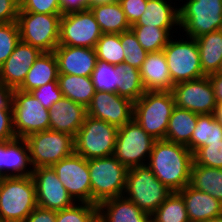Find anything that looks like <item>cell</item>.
Here are the masks:
<instances>
[{"instance_id":"816d5d0a","label":"cell","mask_w":222,"mask_h":222,"mask_svg":"<svg viewBox=\"0 0 222 222\" xmlns=\"http://www.w3.org/2000/svg\"><path fill=\"white\" fill-rule=\"evenodd\" d=\"M213 115L215 120L222 124V103L216 104Z\"/></svg>"},{"instance_id":"f546056e","label":"cell","mask_w":222,"mask_h":222,"mask_svg":"<svg viewBox=\"0 0 222 222\" xmlns=\"http://www.w3.org/2000/svg\"><path fill=\"white\" fill-rule=\"evenodd\" d=\"M57 80L63 97L87 108L96 92L91 77L58 74Z\"/></svg>"},{"instance_id":"6f0895ef","label":"cell","mask_w":222,"mask_h":222,"mask_svg":"<svg viewBox=\"0 0 222 222\" xmlns=\"http://www.w3.org/2000/svg\"><path fill=\"white\" fill-rule=\"evenodd\" d=\"M146 222H157L152 216Z\"/></svg>"},{"instance_id":"44dd1931","label":"cell","mask_w":222,"mask_h":222,"mask_svg":"<svg viewBox=\"0 0 222 222\" xmlns=\"http://www.w3.org/2000/svg\"><path fill=\"white\" fill-rule=\"evenodd\" d=\"M139 71L146 91H172L174 84L163 50L148 52Z\"/></svg>"},{"instance_id":"e575fe53","label":"cell","mask_w":222,"mask_h":222,"mask_svg":"<svg viewBox=\"0 0 222 222\" xmlns=\"http://www.w3.org/2000/svg\"><path fill=\"white\" fill-rule=\"evenodd\" d=\"M151 216L157 222H190L179 192H172Z\"/></svg>"},{"instance_id":"7dc6e473","label":"cell","mask_w":222,"mask_h":222,"mask_svg":"<svg viewBox=\"0 0 222 222\" xmlns=\"http://www.w3.org/2000/svg\"><path fill=\"white\" fill-rule=\"evenodd\" d=\"M22 222H56V211L37 206Z\"/></svg>"},{"instance_id":"8d00e7d4","label":"cell","mask_w":222,"mask_h":222,"mask_svg":"<svg viewBox=\"0 0 222 222\" xmlns=\"http://www.w3.org/2000/svg\"><path fill=\"white\" fill-rule=\"evenodd\" d=\"M96 91L117 92V84L120 81V74L117 66L97 61L91 75Z\"/></svg>"},{"instance_id":"7402d4cb","label":"cell","mask_w":222,"mask_h":222,"mask_svg":"<svg viewBox=\"0 0 222 222\" xmlns=\"http://www.w3.org/2000/svg\"><path fill=\"white\" fill-rule=\"evenodd\" d=\"M182 195L190 222H204L222 215V202L210 194L190 185L179 191Z\"/></svg>"},{"instance_id":"d4e9b609","label":"cell","mask_w":222,"mask_h":222,"mask_svg":"<svg viewBox=\"0 0 222 222\" xmlns=\"http://www.w3.org/2000/svg\"><path fill=\"white\" fill-rule=\"evenodd\" d=\"M58 62L54 52H42L18 90L31 92L47 83L58 81Z\"/></svg>"},{"instance_id":"8992f818","label":"cell","mask_w":222,"mask_h":222,"mask_svg":"<svg viewBox=\"0 0 222 222\" xmlns=\"http://www.w3.org/2000/svg\"><path fill=\"white\" fill-rule=\"evenodd\" d=\"M118 128L101 119L86 115L74 137V153L85 159L112 156Z\"/></svg>"},{"instance_id":"30bf717a","label":"cell","mask_w":222,"mask_h":222,"mask_svg":"<svg viewBox=\"0 0 222 222\" xmlns=\"http://www.w3.org/2000/svg\"><path fill=\"white\" fill-rule=\"evenodd\" d=\"M33 169L53 166L74 153V137L70 134L45 130L25 138Z\"/></svg>"},{"instance_id":"2e32d148","label":"cell","mask_w":222,"mask_h":222,"mask_svg":"<svg viewBox=\"0 0 222 222\" xmlns=\"http://www.w3.org/2000/svg\"><path fill=\"white\" fill-rule=\"evenodd\" d=\"M172 93L178 108L198 115L213 114L215 110L214 90L208 76L177 83L173 86Z\"/></svg>"},{"instance_id":"603a6c76","label":"cell","mask_w":222,"mask_h":222,"mask_svg":"<svg viewBox=\"0 0 222 222\" xmlns=\"http://www.w3.org/2000/svg\"><path fill=\"white\" fill-rule=\"evenodd\" d=\"M31 166L29 148L25 138L15 137L4 141L3 177L32 176L33 167Z\"/></svg>"},{"instance_id":"f6af8a7d","label":"cell","mask_w":222,"mask_h":222,"mask_svg":"<svg viewBox=\"0 0 222 222\" xmlns=\"http://www.w3.org/2000/svg\"><path fill=\"white\" fill-rule=\"evenodd\" d=\"M13 128V109L0 108V142L15 138Z\"/></svg>"},{"instance_id":"f1b7e54d","label":"cell","mask_w":222,"mask_h":222,"mask_svg":"<svg viewBox=\"0 0 222 222\" xmlns=\"http://www.w3.org/2000/svg\"><path fill=\"white\" fill-rule=\"evenodd\" d=\"M195 40L203 74L208 76L217 73L222 60V29L201 35Z\"/></svg>"},{"instance_id":"5b68a950","label":"cell","mask_w":222,"mask_h":222,"mask_svg":"<svg viewBox=\"0 0 222 222\" xmlns=\"http://www.w3.org/2000/svg\"><path fill=\"white\" fill-rule=\"evenodd\" d=\"M171 193L147 165L128 169L124 196L142 211L152 215Z\"/></svg>"},{"instance_id":"f5cc1de1","label":"cell","mask_w":222,"mask_h":222,"mask_svg":"<svg viewBox=\"0 0 222 222\" xmlns=\"http://www.w3.org/2000/svg\"><path fill=\"white\" fill-rule=\"evenodd\" d=\"M119 0H89V9L96 5L107 4L112 2H117Z\"/></svg>"},{"instance_id":"9c48e42d","label":"cell","mask_w":222,"mask_h":222,"mask_svg":"<svg viewBox=\"0 0 222 222\" xmlns=\"http://www.w3.org/2000/svg\"><path fill=\"white\" fill-rule=\"evenodd\" d=\"M61 16L62 14L18 12L20 40L41 52H53L59 45Z\"/></svg>"},{"instance_id":"9a60e30c","label":"cell","mask_w":222,"mask_h":222,"mask_svg":"<svg viewBox=\"0 0 222 222\" xmlns=\"http://www.w3.org/2000/svg\"><path fill=\"white\" fill-rule=\"evenodd\" d=\"M31 177L35 184L37 206L58 211L72 207L76 203L58 179L52 166L33 169Z\"/></svg>"},{"instance_id":"277c9868","label":"cell","mask_w":222,"mask_h":222,"mask_svg":"<svg viewBox=\"0 0 222 222\" xmlns=\"http://www.w3.org/2000/svg\"><path fill=\"white\" fill-rule=\"evenodd\" d=\"M37 207L33 178L4 177L0 185V220L22 222Z\"/></svg>"},{"instance_id":"680465c9","label":"cell","mask_w":222,"mask_h":222,"mask_svg":"<svg viewBox=\"0 0 222 222\" xmlns=\"http://www.w3.org/2000/svg\"><path fill=\"white\" fill-rule=\"evenodd\" d=\"M217 73H222V60Z\"/></svg>"},{"instance_id":"e0dca14e","label":"cell","mask_w":222,"mask_h":222,"mask_svg":"<svg viewBox=\"0 0 222 222\" xmlns=\"http://www.w3.org/2000/svg\"><path fill=\"white\" fill-rule=\"evenodd\" d=\"M134 102L117 93L96 91L87 106V115L122 127L133 119Z\"/></svg>"},{"instance_id":"8fae6325","label":"cell","mask_w":222,"mask_h":222,"mask_svg":"<svg viewBox=\"0 0 222 222\" xmlns=\"http://www.w3.org/2000/svg\"><path fill=\"white\" fill-rule=\"evenodd\" d=\"M163 52L174 85L205 77L202 72L199 48L194 38L175 40L171 37Z\"/></svg>"},{"instance_id":"74e56055","label":"cell","mask_w":222,"mask_h":222,"mask_svg":"<svg viewBox=\"0 0 222 222\" xmlns=\"http://www.w3.org/2000/svg\"><path fill=\"white\" fill-rule=\"evenodd\" d=\"M120 42L124 51V63L140 69L148 52L139 44L136 35L130 29L120 34Z\"/></svg>"},{"instance_id":"ac0fdd59","label":"cell","mask_w":222,"mask_h":222,"mask_svg":"<svg viewBox=\"0 0 222 222\" xmlns=\"http://www.w3.org/2000/svg\"><path fill=\"white\" fill-rule=\"evenodd\" d=\"M41 54L38 48L20 40L0 67V81L13 90L18 89Z\"/></svg>"},{"instance_id":"484cf974","label":"cell","mask_w":222,"mask_h":222,"mask_svg":"<svg viewBox=\"0 0 222 222\" xmlns=\"http://www.w3.org/2000/svg\"><path fill=\"white\" fill-rule=\"evenodd\" d=\"M168 1V2H167ZM147 0L146 10L138 22L132 26L160 28L179 27V8H173L169 0Z\"/></svg>"},{"instance_id":"1f68e13d","label":"cell","mask_w":222,"mask_h":222,"mask_svg":"<svg viewBox=\"0 0 222 222\" xmlns=\"http://www.w3.org/2000/svg\"><path fill=\"white\" fill-rule=\"evenodd\" d=\"M222 141V124L213 114L198 115L197 124L191 137V152L194 154L200 147Z\"/></svg>"},{"instance_id":"6da1fadb","label":"cell","mask_w":222,"mask_h":222,"mask_svg":"<svg viewBox=\"0 0 222 222\" xmlns=\"http://www.w3.org/2000/svg\"><path fill=\"white\" fill-rule=\"evenodd\" d=\"M193 161L187 146L160 139L153 144L147 166L170 191L179 192L190 183Z\"/></svg>"},{"instance_id":"11a10c76","label":"cell","mask_w":222,"mask_h":222,"mask_svg":"<svg viewBox=\"0 0 222 222\" xmlns=\"http://www.w3.org/2000/svg\"><path fill=\"white\" fill-rule=\"evenodd\" d=\"M204 222H222V215L217 216V217H213V218L208 219V220H206Z\"/></svg>"},{"instance_id":"f35d334b","label":"cell","mask_w":222,"mask_h":222,"mask_svg":"<svg viewBox=\"0 0 222 222\" xmlns=\"http://www.w3.org/2000/svg\"><path fill=\"white\" fill-rule=\"evenodd\" d=\"M97 215V205L76 202L72 207L56 211V222H92Z\"/></svg>"},{"instance_id":"d6a6232c","label":"cell","mask_w":222,"mask_h":222,"mask_svg":"<svg viewBox=\"0 0 222 222\" xmlns=\"http://www.w3.org/2000/svg\"><path fill=\"white\" fill-rule=\"evenodd\" d=\"M120 74V81L117 84V94L126 97L131 101H137L144 93L145 88L142 83L139 69L122 63L117 66Z\"/></svg>"},{"instance_id":"ab89813d","label":"cell","mask_w":222,"mask_h":222,"mask_svg":"<svg viewBox=\"0 0 222 222\" xmlns=\"http://www.w3.org/2000/svg\"><path fill=\"white\" fill-rule=\"evenodd\" d=\"M20 41L17 22L0 23V67L11 55Z\"/></svg>"},{"instance_id":"bcb514c9","label":"cell","mask_w":222,"mask_h":222,"mask_svg":"<svg viewBox=\"0 0 222 222\" xmlns=\"http://www.w3.org/2000/svg\"><path fill=\"white\" fill-rule=\"evenodd\" d=\"M20 0H0V23L17 22Z\"/></svg>"},{"instance_id":"681fc988","label":"cell","mask_w":222,"mask_h":222,"mask_svg":"<svg viewBox=\"0 0 222 222\" xmlns=\"http://www.w3.org/2000/svg\"><path fill=\"white\" fill-rule=\"evenodd\" d=\"M214 90L216 104L222 103V73L208 75Z\"/></svg>"},{"instance_id":"3957f363","label":"cell","mask_w":222,"mask_h":222,"mask_svg":"<svg viewBox=\"0 0 222 222\" xmlns=\"http://www.w3.org/2000/svg\"><path fill=\"white\" fill-rule=\"evenodd\" d=\"M91 204L124 195L128 169L113 155L88 159Z\"/></svg>"},{"instance_id":"52a82bcc","label":"cell","mask_w":222,"mask_h":222,"mask_svg":"<svg viewBox=\"0 0 222 222\" xmlns=\"http://www.w3.org/2000/svg\"><path fill=\"white\" fill-rule=\"evenodd\" d=\"M186 1L178 7L179 29L182 27L186 37L196 39L222 29V0Z\"/></svg>"},{"instance_id":"4316f807","label":"cell","mask_w":222,"mask_h":222,"mask_svg":"<svg viewBox=\"0 0 222 222\" xmlns=\"http://www.w3.org/2000/svg\"><path fill=\"white\" fill-rule=\"evenodd\" d=\"M198 114L175 106L170 116L165 140L185 145L191 151V137Z\"/></svg>"},{"instance_id":"4dcf8cb0","label":"cell","mask_w":222,"mask_h":222,"mask_svg":"<svg viewBox=\"0 0 222 222\" xmlns=\"http://www.w3.org/2000/svg\"><path fill=\"white\" fill-rule=\"evenodd\" d=\"M189 185L196 190L206 192L222 202V169L197 165L191 167Z\"/></svg>"},{"instance_id":"ee69618b","label":"cell","mask_w":222,"mask_h":222,"mask_svg":"<svg viewBox=\"0 0 222 222\" xmlns=\"http://www.w3.org/2000/svg\"><path fill=\"white\" fill-rule=\"evenodd\" d=\"M130 26L136 24L146 10L147 0H119Z\"/></svg>"},{"instance_id":"ba28073f","label":"cell","mask_w":222,"mask_h":222,"mask_svg":"<svg viewBox=\"0 0 222 222\" xmlns=\"http://www.w3.org/2000/svg\"><path fill=\"white\" fill-rule=\"evenodd\" d=\"M155 141L133 118L118 128L113 156L127 169L147 165Z\"/></svg>"},{"instance_id":"b9f144b4","label":"cell","mask_w":222,"mask_h":222,"mask_svg":"<svg viewBox=\"0 0 222 222\" xmlns=\"http://www.w3.org/2000/svg\"><path fill=\"white\" fill-rule=\"evenodd\" d=\"M19 12L62 14L60 0H20Z\"/></svg>"},{"instance_id":"7c38bea8","label":"cell","mask_w":222,"mask_h":222,"mask_svg":"<svg viewBox=\"0 0 222 222\" xmlns=\"http://www.w3.org/2000/svg\"><path fill=\"white\" fill-rule=\"evenodd\" d=\"M12 109L16 137L26 138L33 133L49 130V110L31 92L14 89Z\"/></svg>"},{"instance_id":"db71d44e","label":"cell","mask_w":222,"mask_h":222,"mask_svg":"<svg viewBox=\"0 0 222 222\" xmlns=\"http://www.w3.org/2000/svg\"><path fill=\"white\" fill-rule=\"evenodd\" d=\"M3 159H4V141L0 142V174H2Z\"/></svg>"},{"instance_id":"9f6ffc18","label":"cell","mask_w":222,"mask_h":222,"mask_svg":"<svg viewBox=\"0 0 222 222\" xmlns=\"http://www.w3.org/2000/svg\"><path fill=\"white\" fill-rule=\"evenodd\" d=\"M92 222H104L99 215H97Z\"/></svg>"},{"instance_id":"ffe728a7","label":"cell","mask_w":222,"mask_h":222,"mask_svg":"<svg viewBox=\"0 0 222 222\" xmlns=\"http://www.w3.org/2000/svg\"><path fill=\"white\" fill-rule=\"evenodd\" d=\"M87 115V108L66 97L52 104L49 109V129L75 137Z\"/></svg>"},{"instance_id":"c3c4849f","label":"cell","mask_w":222,"mask_h":222,"mask_svg":"<svg viewBox=\"0 0 222 222\" xmlns=\"http://www.w3.org/2000/svg\"><path fill=\"white\" fill-rule=\"evenodd\" d=\"M61 13L77 12L89 9V0H60Z\"/></svg>"},{"instance_id":"5bb4252c","label":"cell","mask_w":222,"mask_h":222,"mask_svg":"<svg viewBox=\"0 0 222 222\" xmlns=\"http://www.w3.org/2000/svg\"><path fill=\"white\" fill-rule=\"evenodd\" d=\"M52 167L75 202L91 204V181L87 159L73 153Z\"/></svg>"},{"instance_id":"836d02e7","label":"cell","mask_w":222,"mask_h":222,"mask_svg":"<svg viewBox=\"0 0 222 222\" xmlns=\"http://www.w3.org/2000/svg\"><path fill=\"white\" fill-rule=\"evenodd\" d=\"M139 44L147 52L163 50L171 37L172 28H160L151 26H131Z\"/></svg>"},{"instance_id":"7a4b0ae2","label":"cell","mask_w":222,"mask_h":222,"mask_svg":"<svg viewBox=\"0 0 222 222\" xmlns=\"http://www.w3.org/2000/svg\"><path fill=\"white\" fill-rule=\"evenodd\" d=\"M175 106L172 91H145L134 102L133 118L155 140L165 139Z\"/></svg>"},{"instance_id":"d6986e66","label":"cell","mask_w":222,"mask_h":222,"mask_svg":"<svg viewBox=\"0 0 222 222\" xmlns=\"http://www.w3.org/2000/svg\"><path fill=\"white\" fill-rule=\"evenodd\" d=\"M53 52L59 74L91 77L97 63L95 48L58 45Z\"/></svg>"},{"instance_id":"f907efd6","label":"cell","mask_w":222,"mask_h":222,"mask_svg":"<svg viewBox=\"0 0 222 222\" xmlns=\"http://www.w3.org/2000/svg\"><path fill=\"white\" fill-rule=\"evenodd\" d=\"M13 89L0 81V108H12Z\"/></svg>"},{"instance_id":"4fadbf2b","label":"cell","mask_w":222,"mask_h":222,"mask_svg":"<svg viewBox=\"0 0 222 222\" xmlns=\"http://www.w3.org/2000/svg\"><path fill=\"white\" fill-rule=\"evenodd\" d=\"M102 34L91 9L61 16L59 45L95 48Z\"/></svg>"},{"instance_id":"cb8c5ba5","label":"cell","mask_w":222,"mask_h":222,"mask_svg":"<svg viewBox=\"0 0 222 222\" xmlns=\"http://www.w3.org/2000/svg\"><path fill=\"white\" fill-rule=\"evenodd\" d=\"M97 206L104 222H146L151 217L124 195L102 201Z\"/></svg>"},{"instance_id":"60d3db41","label":"cell","mask_w":222,"mask_h":222,"mask_svg":"<svg viewBox=\"0 0 222 222\" xmlns=\"http://www.w3.org/2000/svg\"><path fill=\"white\" fill-rule=\"evenodd\" d=\"M193 159L197 165L222 169V141L200 147Z\"/></svg>"},{"instance_id":"91938a15","label":"cell","mask_w":222,"mask_h":222,"mask_svg":"<svg viewBox=\"0 0 222 222\" xmlns=\"http://www.w3.org/2000/svg\"><path fill=\"white\" fill-rule=\"evenodd\" d=\"M3 176H2V174H0V185H1V182H2V180H3Z\"/></svg>"},{"instance_id":"d590c367","label":"cell","mask_w":222,"mask_h":222,"mask_svg":"<svg viewBox=\"0 0 222 222\" xmlns=\"http://www.w3.org/2000/svg\"><path fill=\"white\" fill-rule=\"evenodd\" d=\"M97 61L119 66L124 63L120 34H102L95 46Z\"/></svg>"},{"instance_id":"83f0119b","label":"cell","mask_w":222,"mask_h":222,"mask_svg":"<svg viewBox=\"0 0 222 222\" xmlns=\"http://www.w3.org/2000/svg\"><path fill=\"white\" fill-rule=\"evenodd\" d=\"M90 9L103 34H121L131 29L119 1L96 5Z\"/></svg>"},{"instance_id":"7bdbcfd3","label":"cell","mask_w":222,"mask_h":222,"mask_svg":"<svg viewBox=\"0 0 222 222\" xmlns=\"http://www.w3.org/2000/svg\"><path fill=\"white\" fill-rule=\"evenodd\" d=\"M31 94L37 98L40 103L46 108L50 109L52 104L63 97V94L58 86V81H53L34 89Z\"/></svg>"}]
</instances>
